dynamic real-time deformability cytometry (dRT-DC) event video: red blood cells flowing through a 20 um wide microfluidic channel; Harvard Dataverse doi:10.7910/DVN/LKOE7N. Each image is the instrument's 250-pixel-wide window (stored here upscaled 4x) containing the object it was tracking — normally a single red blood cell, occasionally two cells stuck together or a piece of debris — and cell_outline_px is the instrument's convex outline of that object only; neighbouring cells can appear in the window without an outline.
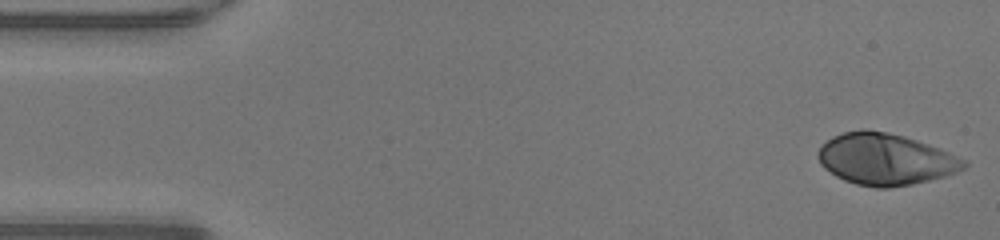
{"species": "human", "species_latin": "Homo sapiens", "temperature_condition": "warm", "stored_images_in_passage": 47, "camera_frame_rate_fps": 3000, "um_per_image_px": 0.085, "donor": {"sex": "male"}, "frame": {"image": 1, "passage_image": 1, "time_ms": 0.0, "image_size_px": [1000, 240], "cell_outline_px": [[968, 164], [964, 168], [956, 172], [944, 176], [912, 184], [888, 188], [876, 188], [856, 184], [844, 180], [836, 176], [824, 168], [820, 164], [816, 156], [820, 148], [832, 136], [844, 132], [860, 128], [864, 128], [888, 132], [904, 136], [940, 148], [968, 160]], "centroid_in_image_um": [75.26, 13.52], "position_along_channel_um": 9.7, "area_um2": 43.99}}
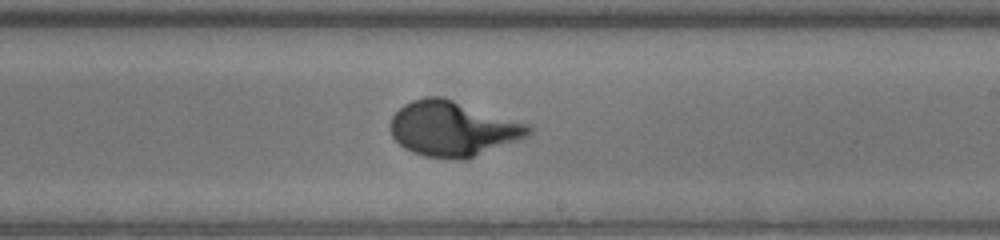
{"frame": {"image": 2, "passage_image": 27, "time_ms": 8.667, "image_size_px": [1000, 240], "cell_outline_px": [[532, 132], [528, 136], [468, 160], [452, 160], [424, 156], [412, 152], [404, 148], [392, 136], [388, 128], [388, 124], [392, 116], [404, 104], [412, 100], [424, 96], [444, 96], [528, 124], [532, 128]], "centroid_in_image_um": [38.47, 10.94], "position_along_channel_um": 250.5, "area_um2": 44.97}}
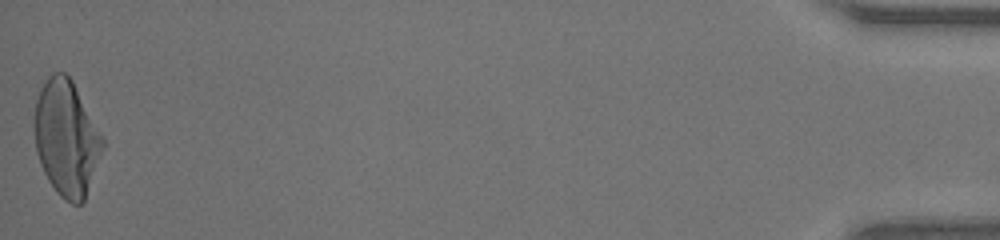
{"frame": {"image": 3, "passage_image": 47, "time_ms": 15.333, "image_size_px": [1000, 240], "cell_outline_px": [[104, 148], [84, 200], [80, 204], [72, 204], [64, 200], [56, 192], [48, 180], [40, 164], [36, 152], [32, 124], [36, 100], [40, 88], [48, 76], [52, 72], [64, 72], [72, 80], [104, 136]], "centroid_in_image_um": [5.63, 11.72], "position_along_channel_um": 429.6, "area_um2": 46.59}}